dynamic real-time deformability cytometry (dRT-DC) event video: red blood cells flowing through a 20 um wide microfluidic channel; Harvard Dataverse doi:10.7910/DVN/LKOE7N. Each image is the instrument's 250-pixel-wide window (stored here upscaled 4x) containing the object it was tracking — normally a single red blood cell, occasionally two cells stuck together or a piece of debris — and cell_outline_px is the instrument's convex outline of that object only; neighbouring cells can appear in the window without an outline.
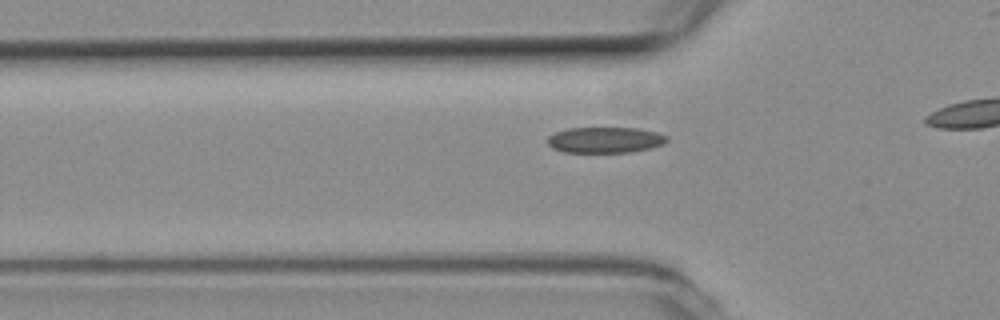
{"species": "common noctule bat (a hibernating species)", "species_latin": "Nyctalus noctula", "temperature_condition": "room temperature", "stored_images_in_passage": 12, "camera_frame_rate_fps": 3000, "um_per_image_px": 0.085, "animal": {"sex": "female", "body_mass_g": 19.3, "forearm_length_mm": 54.1}, "frame": {"image": 1, "passage_image": 3, "time_ms": 0.667, "image_size_px": [1000, 320], "cell_outline_px": [[668, 140], [664, 144], [632, 152], [564, 152], [552, 148], [548, 144], [548, 136], [556, 132], [568, 128], [640, 128], [656, 132], [668, 136]], "centroid_in_image_um": [51.44, 11.89], "position_along_channel_um": 74.4, "area_um2": 17.98}}
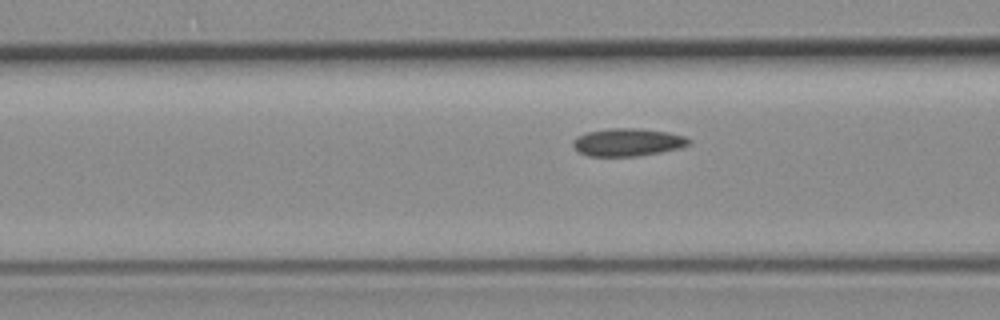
{"frame": {"image": 2, "passage_image": 6, "time_ms": 1.667, "image_size_px": [1000, 320], "cell_outline_px": [[692, 140], [688, 144], [680, 148], [660, 152], [636, 156], [588, 156], [580, 152], [572, 144], [572, 140], [576, 136], [588, 132], [608, 128], [640, 128], [668, 132], [684, 136]], "centroid_in_image_um": [53.34, 12.08], "position_along_channel_um": 113.3, "area_um2": 18.73}}
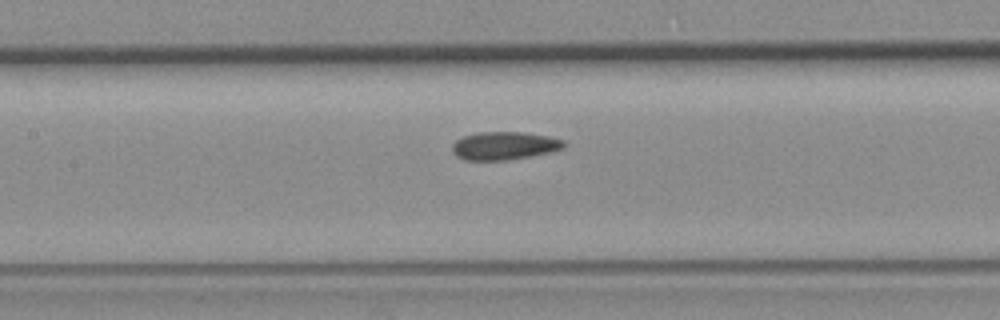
{"frame": {"image": 3, "passage_image": 10, "time_ms": 3.0, "image_size_px": [1000, 320], "cell_outline_px": [[568, 144], [564, 148], [548, 152], [528, 156], [504, 160], [464, 160], [456, 156], [452, 152], [452, 144], [456, 140], [464, 136], [480, 132], [524, 132], [548, 136], [564, 140]], "centroid_in_image_um": [42.86, 12.38], "position_along_channel_um": 164.5, "area_um2": 18.21}}